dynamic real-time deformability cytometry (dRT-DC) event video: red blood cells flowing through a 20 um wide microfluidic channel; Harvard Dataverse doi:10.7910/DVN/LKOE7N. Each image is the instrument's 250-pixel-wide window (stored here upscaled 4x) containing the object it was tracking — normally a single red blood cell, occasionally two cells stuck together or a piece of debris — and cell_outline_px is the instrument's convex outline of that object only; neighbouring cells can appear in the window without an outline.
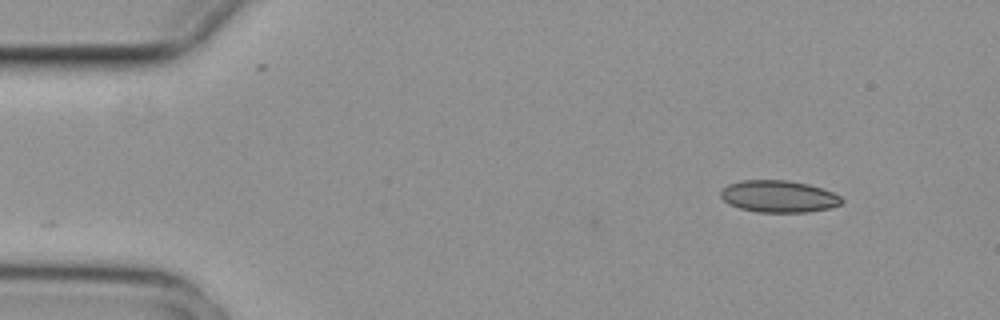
{"species": "common noctule bat (a hibernating species)", "species_latin": "Nyctalus noctula", "temperature_condition": "cold", "stored_images_in_passage": 3, "camera_frame_rate_fps": 3000, "um_per_image_px": 0.085, "animal": {"sex": "female", "body_mass_g": 29.2, "forearm_length_mm": 56.3}, "frame": {"image": 1, "passage_image": 3, "time_ms": 0.667, "image_size_px": [1000, 320], "cell_outline_px": [[844, 200], [840, 204], [828, 208], [808, 212], [760, 212], [740, 208], [728, 204], [720, 196], [720, 192], [728, 184], [740, 180], [788, 180], [808, 184], [832, 192], [840, 196]], "centroid_in_image_um": [66.17, 16.69], "position_along_channel_um": 18.8, "area_um2": 22.43}}